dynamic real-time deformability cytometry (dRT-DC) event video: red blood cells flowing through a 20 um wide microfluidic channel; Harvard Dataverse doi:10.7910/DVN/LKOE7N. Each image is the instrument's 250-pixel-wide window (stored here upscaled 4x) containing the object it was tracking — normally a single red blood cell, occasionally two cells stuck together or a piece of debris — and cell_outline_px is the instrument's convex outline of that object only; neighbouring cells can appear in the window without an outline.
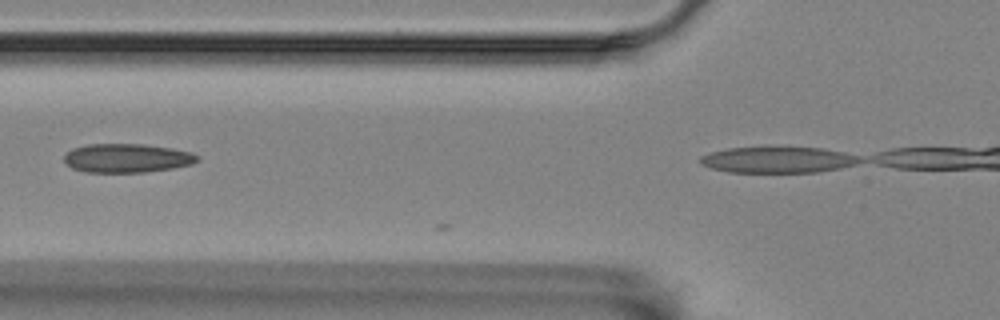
{"species": "Egyptian fruit bat (a non-hibernating species)", "species_latin": "Rousettus aegyptiacus", "temperature_condition": "room temperature", "stored_images_in_passage": 7, "camera_frame_rate_fps": 3000, "um_per_image_px": 0.085, "animal": {"sex": "female"}, "frame": {"image": 1, "passage_image": 4, "time_ms": 1.0, "image_size_px": [1000, 320], "cell_outline_px": [[200, 160], [192, 164], [172, 168], [144, 172], [88, 172], [72, 168], [64, 160], [64, 156], [72, 148], [88, 144], [144, 144], [172, 148], [192, 152], [200, 156]], "centroid_in_image_um": [10.83, 13.43], "position_along_channel_um": 115.0, "area_um2": 22.43}}